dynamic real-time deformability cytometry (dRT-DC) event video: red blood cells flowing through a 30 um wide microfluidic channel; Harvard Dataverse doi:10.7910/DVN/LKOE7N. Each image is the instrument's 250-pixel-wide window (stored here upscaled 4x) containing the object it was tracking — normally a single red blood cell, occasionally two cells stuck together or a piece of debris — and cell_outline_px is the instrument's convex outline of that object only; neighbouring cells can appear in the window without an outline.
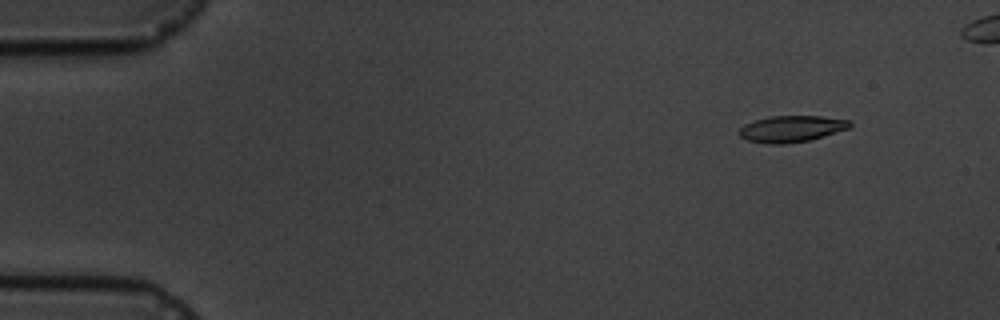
{"species": "common noctule bat (a hibernating species)", "species_latin": "Nyctalus noctula", "temperature_condition": "cold", "stored_images_in_passage": 5, "camera_frame_rate_fps": 3000, "um_per_image_px": 0.085, "animal": {"sex": "male", "body_mass_g": 19.5, "forearm_length_mm": 54.6}, "frame": {"image": 1, "passage_image": 2, "time_ms": 1.0, "image_size_px": [1000, 320], "cell_outline_px": [[852, 124], [848, 128], [808, 140], [784, 144], [768, 144], [748, 140], [740, 136], [740, 128], [744, 124], [756, 120], [772, 116], [820, 116], [848, 120]], "centroid_in_image_um": [67.24, 10.95], "position_along_channel_um": 17.8, "area_um2": 16.65}}